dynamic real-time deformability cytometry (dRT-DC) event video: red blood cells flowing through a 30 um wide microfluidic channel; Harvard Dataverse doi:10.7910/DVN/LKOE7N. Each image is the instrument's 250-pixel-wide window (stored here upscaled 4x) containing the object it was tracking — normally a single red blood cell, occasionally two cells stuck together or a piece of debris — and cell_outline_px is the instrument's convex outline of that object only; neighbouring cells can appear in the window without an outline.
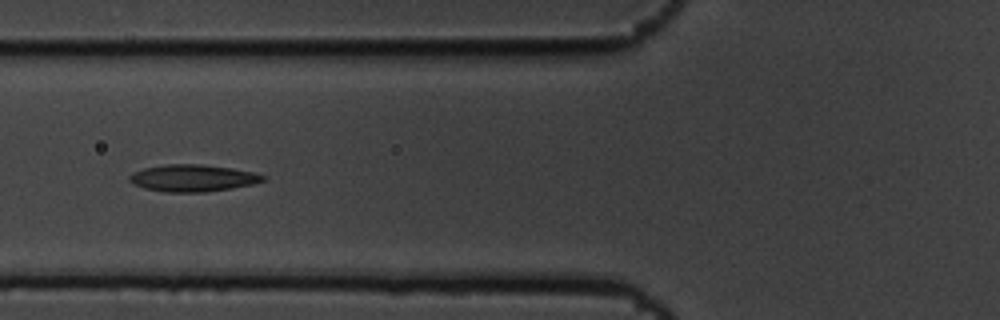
{"species": "common noctule bat (a hibernating species)", "species_latin": "Nyctalus noctula", "temperature_condition": "cold", "stored_images_in_passage": 9, "camera_frame_rate_fps": 3000, "um_per_image_px": 0.085, "animal": {"sex": "male", "body_mass_g": 19.5, "forearm_length_mm": 54.6}, "frame": {"image": 1, "passage_image": 6, "time_ms": 1.667, "image_size_px": [1000, 320], "cell_outline_px": [[268, 176], [264, 180], [252, 184], [232, 188], [208, 192], [164, 192], [144, 188], [132, 184], [128, 180], [128, 176], [132, 172], [144, 168], [168, 164], [200, 164], [232, 168], [256, 172]], "centroid_in_image_um": [16.38, 15.14], "position_along_channel_um": 109.4, "area_um2": 21.21}}
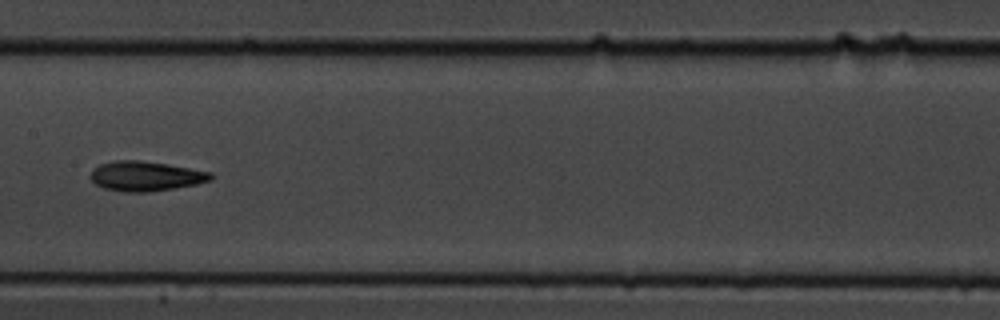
{"frame": {"image": 2, "passage_image": 8, "time_ms": 2.333, "image_size_px": [1000, 320], "cell_outline_px": [[212, 180], [196, 184], [148, 192], [124, 192], [104, 188], [96, 184], [88, 176], [92, 168], [100, 164], [116, 160], [136, 160], [168, 164], [212, 172]], "centroid_in_image_um": [12.34, 14.96], "position_along_channel_um": 195.1, "area_um2": 20.87}}
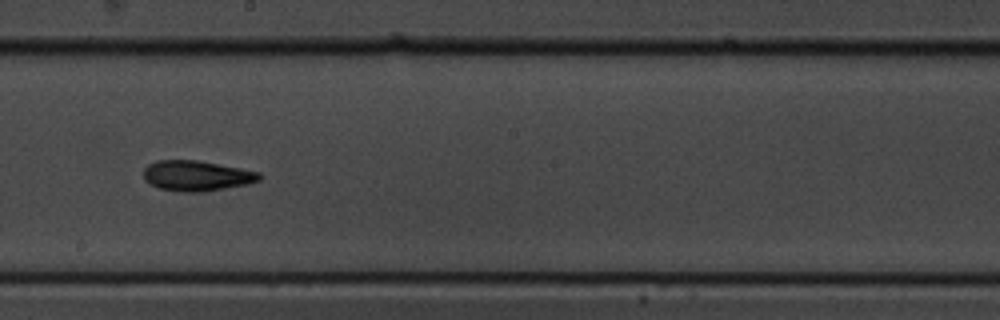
{"frame": {"image": 3, "passage_image": 9, "time_ms": 2.667, "image_size_px": [1000, 320], "cell_outline_px": [[260, 180], [248, 184], [204, 192], [180, 192], [160, 188], [144, 180], [144, 168], [148, 164], [156, 160], [196, 160], [240, 168], [260, 172]], "centroid_in_image_um": [16.71, 14.94], "position_along_channel_um": 231.5, "area_um2": 20.46}}